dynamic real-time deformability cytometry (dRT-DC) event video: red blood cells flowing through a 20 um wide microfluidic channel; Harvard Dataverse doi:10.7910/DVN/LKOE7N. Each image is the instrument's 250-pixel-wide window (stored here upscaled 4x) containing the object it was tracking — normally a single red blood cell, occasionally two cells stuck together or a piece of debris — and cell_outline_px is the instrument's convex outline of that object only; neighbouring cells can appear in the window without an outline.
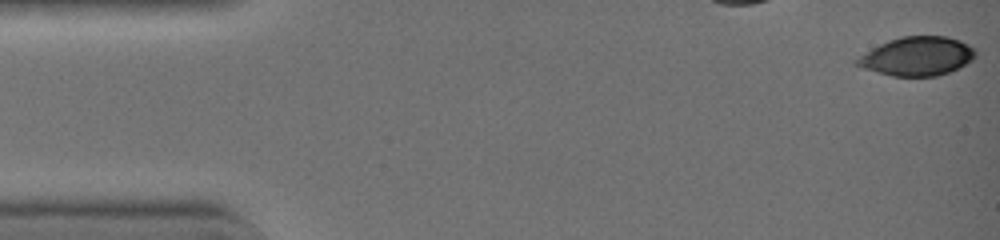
{"species": "common noctule bat (a hibernating species)", "species_latin": "Nyctalus noctula", "temperature_condition": "warm", "stored_images_in_passage": 10, "camera_frame_rate_fps": 3000, "um_per_image_px": 0.085, "animal": {"sex": "female", "body_mass_g": 19.0, "forearm_length_mm": 51.5}, "frame": {"image": 1, "passage_image": 1, "time_ms": 0.0, "image_size_px": [1000, 240], "cell_outline_px": [[976, 56], [972, 60], [948, 72], [936, 76], [892, 76], [864, 68], [852, 64], [852, 60], [872, 48], [888, 40], [904, 36], [948, 36], [960, 40], [976, 48]], "centroid_in_image_um": [77.94, 4.77], "position_along_channel_um": 7.1, "area_um2": 26.88}}